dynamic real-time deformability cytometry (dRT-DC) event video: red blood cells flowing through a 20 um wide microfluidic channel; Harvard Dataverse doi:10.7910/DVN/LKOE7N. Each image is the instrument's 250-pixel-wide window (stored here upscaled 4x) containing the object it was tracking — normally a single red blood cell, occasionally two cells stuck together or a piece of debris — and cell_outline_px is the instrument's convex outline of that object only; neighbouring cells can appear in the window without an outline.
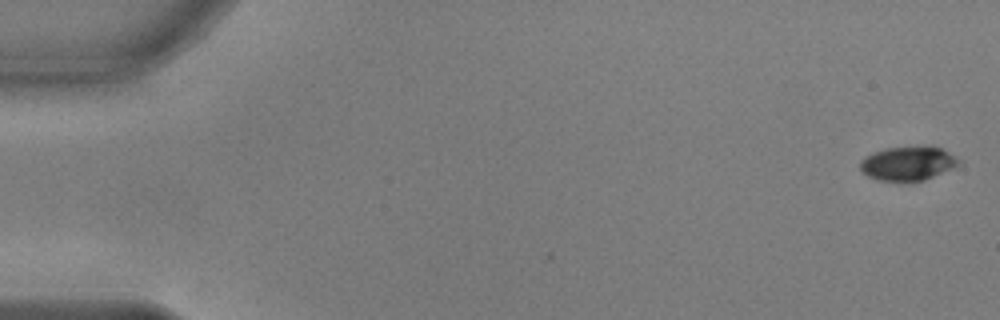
{"species": "common noctule bat (a hibernating species)", "species_latin": "Nyctalus noctula", "temperature_condition": "warm", "stored_images_in_passage": 6, "camera_frame_rate_fps": 3000, "um_per_image_px": 0.085, "animal": {"sex": "male", "body_mass_g": 17.9, "forearm_length_mm": 54.2}, "frame": {"image": 1, "passage_image": 1, "time_ms": 0.0, "image_size_px": [1000, 320], "cell_outline_px": [[960, 164], [952, 168], [924, 180], [876, 180], [868, 176], [860, 168], [860, 160], [864, 156], [872, 152], [884, 148], [940, 148], [948, 152], [960, 160]], "centroid_in_image_um": [77.12, 13.9], "position_along_channel_um": 7.9, "area_um2": 18.9}}